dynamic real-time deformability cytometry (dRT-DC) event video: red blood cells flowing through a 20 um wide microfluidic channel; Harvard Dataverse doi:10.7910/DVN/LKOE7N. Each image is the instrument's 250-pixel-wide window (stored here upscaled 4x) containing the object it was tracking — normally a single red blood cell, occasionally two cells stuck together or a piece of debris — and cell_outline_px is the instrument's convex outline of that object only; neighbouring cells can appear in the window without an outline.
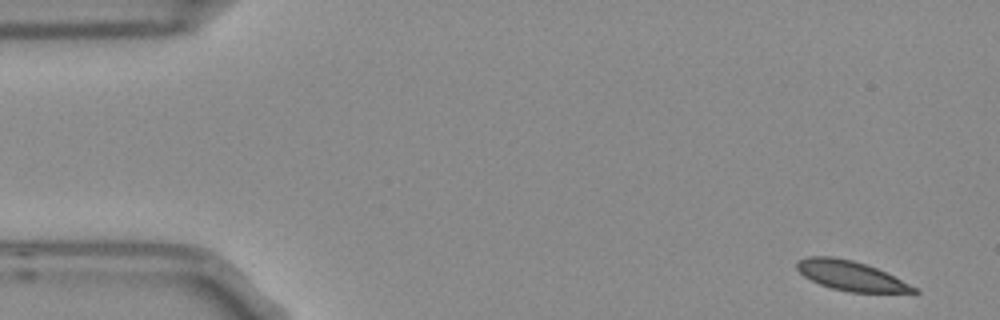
{"species": "Egyptian fruit bat (a non-hibernating species)", "species_latin": "Rousettus aegyptiacus", "temperature_condition": "room temperature", "stored_images_in_passage": 4, "camera_frame_rate_fps": 3000, "um_per_image_px": 0.085, "frame": {"image": 1, "passage_image": 1, "time_ms": 0.0, "image_size_px": [1000, 320], "cell_outline_px": [[920, 292], [848, 292], [832, 288], [820, 284], [804, 276], [796, 268], [796, 264], [800, 260], [808, 256], [832, 256], [852, 260], [876, 268], [920, 288]], "centroid_in_image_um": [72.34, 23.44], "position_along_channel_um": 12.7, "area_um2": 20.0}}